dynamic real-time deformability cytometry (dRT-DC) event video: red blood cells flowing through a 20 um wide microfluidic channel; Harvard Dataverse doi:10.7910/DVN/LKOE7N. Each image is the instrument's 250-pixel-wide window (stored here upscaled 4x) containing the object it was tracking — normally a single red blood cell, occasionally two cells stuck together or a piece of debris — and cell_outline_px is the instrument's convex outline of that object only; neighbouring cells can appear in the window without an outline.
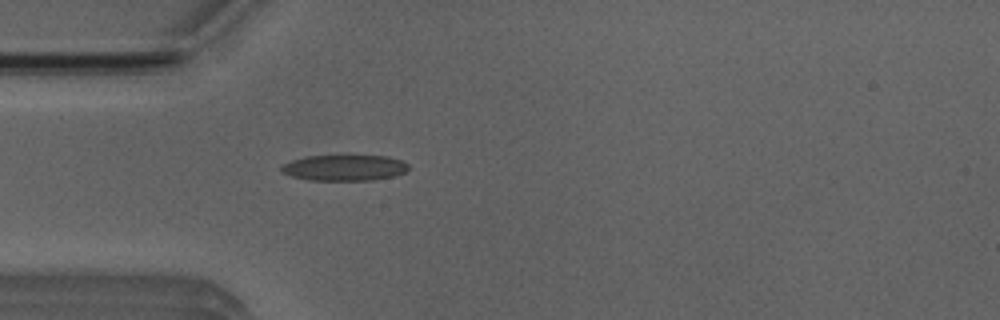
{"species": "Egyptian fruit bat (a non-hibernating species)", "species_latin": "Rousettus aegyptiacus", "temperature_condition": "room temperature", "stored_images_in_passage": 4, "camera_frame_rate_fps": 3000, "um_per_image_px": 0.085, "animal": {"sex": "male"}, "frame": {"image": 1, "passage_image": 4, "time_ms": 3.667, "image_size_px": [1000, 320], "cell_outline_px": [[408, 168], [404, 172], [396, 176], [372, 180], [308, 180], [292, 176], [280, 172], [280, 168], [284, 164], [292, 160], [304, 156], [388, 156], [400, 160], [408, 164]], "centroid_in_image_um": [29.26, 14.26], "position_along_channel_um": 55.7, "area_um2": 19.13}}